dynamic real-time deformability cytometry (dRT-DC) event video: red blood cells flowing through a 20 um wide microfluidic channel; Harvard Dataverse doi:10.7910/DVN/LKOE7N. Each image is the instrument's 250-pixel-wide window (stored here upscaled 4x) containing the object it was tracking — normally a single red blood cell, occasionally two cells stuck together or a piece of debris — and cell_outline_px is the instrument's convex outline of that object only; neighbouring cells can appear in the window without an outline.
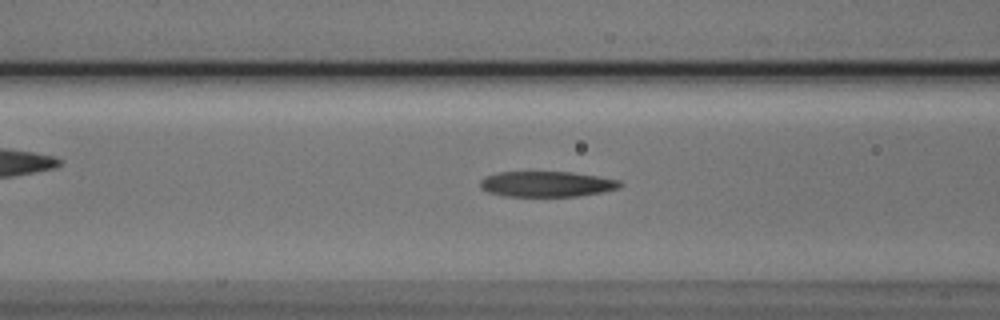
{"species": "Egyptian fruit bat (a non-hibernating species)", "species_latin": "Rousettus aegyptiacus", "temperature_condition": "cold", "stored_images_in_passage": 41, "camera_frame_rate_fps": 3000, "um_per_image_px": 0.085, "animal": {"sex": "male"}, "frame": {"image": 1, "passage_image": 16, "time_ms": 5.0, "image_size_px": [1000, 320], "cell_outline_px": [[624, 184], [620, 188], [604, 192], [580, 196], [504, 196], [488, 192], [480, 188], [480, 180], [484, 176], [500, 172], [572, 172], [620, 180]], "centroid_in_image_um": [46.49, 15.65], "position_along_channel_um": 120.1, "area_um2": 20.98}}
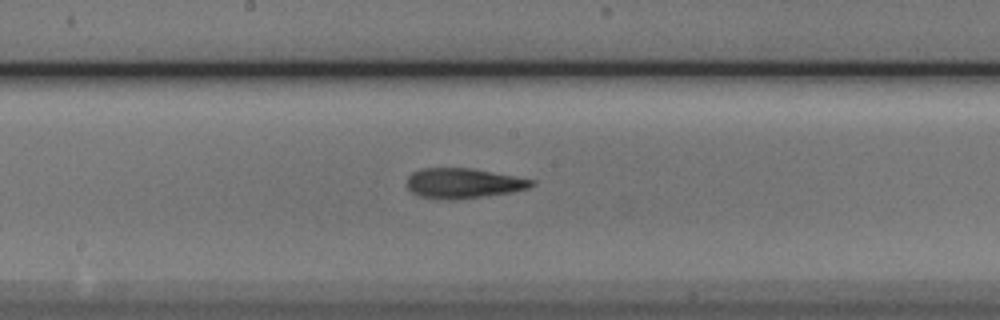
{"frame": {"image": 2, "passage_image": 23, "time_ms": 7.333, "image_size_px": [1000, 320], "cell_outline_px": [[536, 184], [528, 188], [512, 192], [456, 200], [448, 200], [420, 196], [412, 192], [404, 184], [408, 176], [412, 172], [420, 168], [472, 168], [536, 180]], "centroid_in_image_um": [39.36, 15.57], "position_along_channel_um": 208.8, "area_um2": 22.08}}
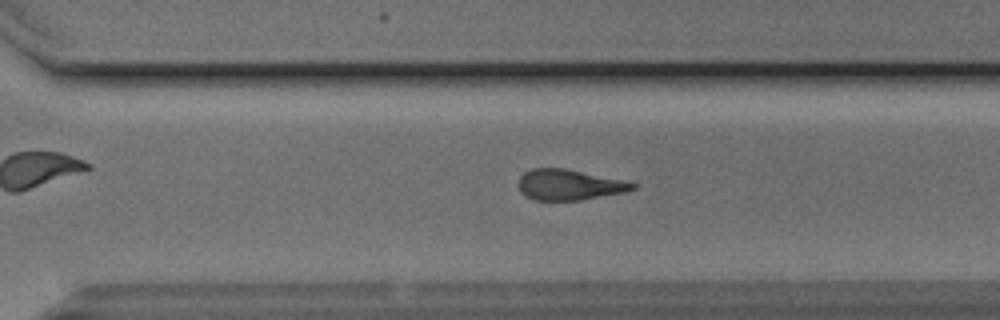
{"frame": {"image": 3, "passage_image": 32, "time_ms": 10.333, "image_size_px": [1000, 320], "cell_outline_px": [[636, 188], [624, 192], [580, 200], [532, 200], [524, 196], [520, 192], [520, 176], [524, 172], [532, 168], [564, 168], [620, 180], [636, 184]], "centroid_in_image_um": [48.32, 15.71], "position_along_channel_um": 322.3, "area_um2": 20.06}}